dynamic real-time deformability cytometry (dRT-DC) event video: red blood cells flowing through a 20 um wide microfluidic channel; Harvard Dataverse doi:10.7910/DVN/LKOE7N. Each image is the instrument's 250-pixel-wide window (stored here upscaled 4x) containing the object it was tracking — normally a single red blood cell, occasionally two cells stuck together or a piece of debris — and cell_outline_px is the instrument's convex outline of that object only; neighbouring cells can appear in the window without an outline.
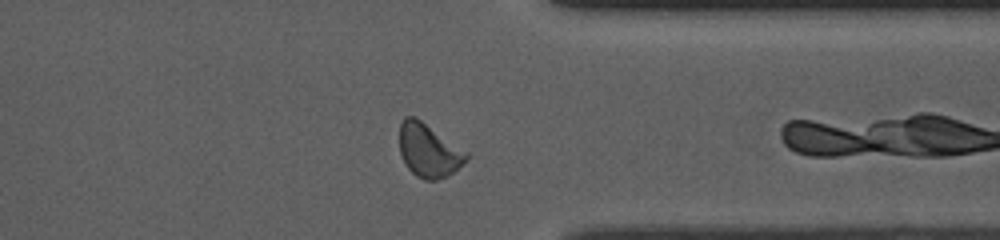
{"species": "common noctule bat (a hibernating species)", "species_latin": "Nyctalus noctula", "temperature_condition": "room temperature", "stored_images_in_passage": 30, "camera_frame_rate_fps": 3000, "um_per_image_px": 0.085, "animal": {"sex": "female", "body_mass_g": 10.0, "forearm_length_mm": 53.1}, "frame": {"image": 1, "passage_image": 27, "time_ms": 8.667, "image_size_px": [1000, 240], "cell_outline_px": [[468, 160], [448, 176], [436, 180], [424, 180], [416, 176], [404, 164], [400, 152], [400, 124], [404, 116], [416, 116], [468, 152]], "centroid_in_image_um": [36.44, 12.78], "position_along_channel_um": 375.0, "area_um2": 21.04}}